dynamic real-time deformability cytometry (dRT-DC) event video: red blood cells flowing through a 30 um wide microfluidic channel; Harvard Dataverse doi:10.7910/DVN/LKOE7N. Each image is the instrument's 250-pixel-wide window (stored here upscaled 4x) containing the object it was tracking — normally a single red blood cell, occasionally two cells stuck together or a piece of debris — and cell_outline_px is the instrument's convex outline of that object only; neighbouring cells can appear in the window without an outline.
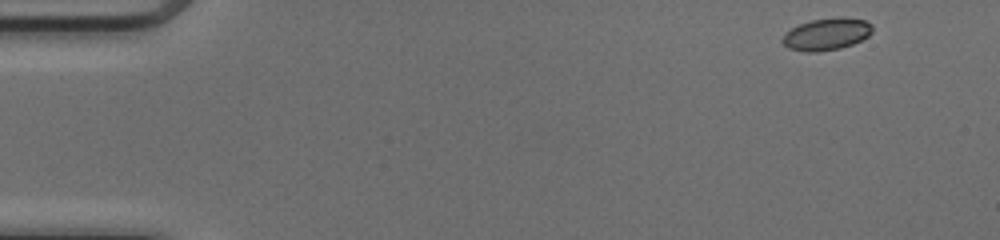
{"species": "common noctule bat (a hibernating species)", "species_latin": "Nyctalus noctula", "temperature_condition": "cold", "stored_images_in_passage": 47, "camera_frame_rate_fps": 3000, "um_per_image_px": 0.085, "animal": {"sex": "female", "body_mass_g": 17.0, "forearm_length_mm": 48.0}, "frame": {"image": 1, "passage_image": 1, "time_ms": 0.0, "image_size_px": [1000, 240], "cell_outline_px": [[872, 32], [868, 36], [852, 44], [840, 48], [816, 52], [808, 52], [788, 48], [780, 40], [792, 28], [800, 24], [812, 20], [836, 16], [840, 16], [864, 20], [872, 24]], "centroid_in_image_um": [70.28, 2.89], "position_along_channel_um": 14.7, "area_um2": 16.7}}
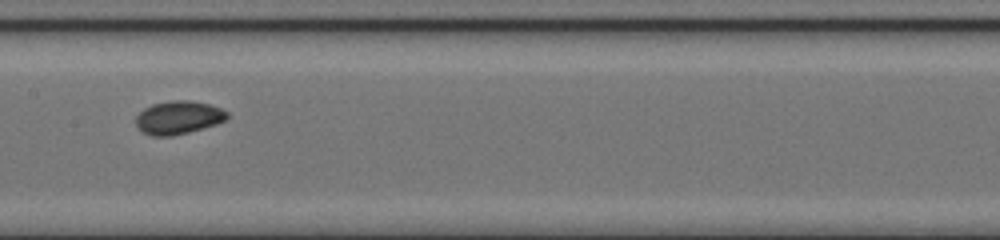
{"frame": {"image": 2, "passage_image": 23, "time_ms": 7.333, "image_size_px": [1000, 240], "cell_outline_px": [[228, 116], [224, 120], [216, 124], [188, 132], [172, 136], [152, 136], [136, 128], [136, 116], [144, 108], [152, 104], [172, 100], [188, 100], [208, 104], [220, 108], [228, 112]], "centroid_in_image_um": [15.13, 9.99], "position_along_channel_um": 192.3, "area_um2": 17.57}}
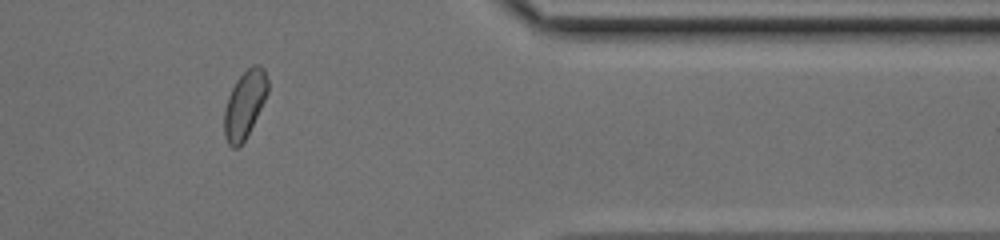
{"frame": {"image": 3, "passage_image": 39, "time_ms": 12.667, "image_size_px": [1000, 240], "cell_outline_px": [[268, 92], [244, 140], [236, 148], [232, 148], [228, 144], [224, 136], [224, 112], [228, 96], [236, 80], [252, 64], [260, 64], [264, 68], [268, 80]], "centroid_in_image_um": [20.79, 8.83], "position_along_channel_um": 390.6, "area_um2": 16.82}, "authors_computed_cell_mechanics": {"area_um2": 16.762, "velocity_mm_per_s": 4.1239, "shape_relaxation_time_tau1_ms": 2.1918, "shape_relaxation_time_tau2_ms": 2.5757, "deformation_change_tau1": 0.0716, "deformation_change_tau2": 0.0467}}